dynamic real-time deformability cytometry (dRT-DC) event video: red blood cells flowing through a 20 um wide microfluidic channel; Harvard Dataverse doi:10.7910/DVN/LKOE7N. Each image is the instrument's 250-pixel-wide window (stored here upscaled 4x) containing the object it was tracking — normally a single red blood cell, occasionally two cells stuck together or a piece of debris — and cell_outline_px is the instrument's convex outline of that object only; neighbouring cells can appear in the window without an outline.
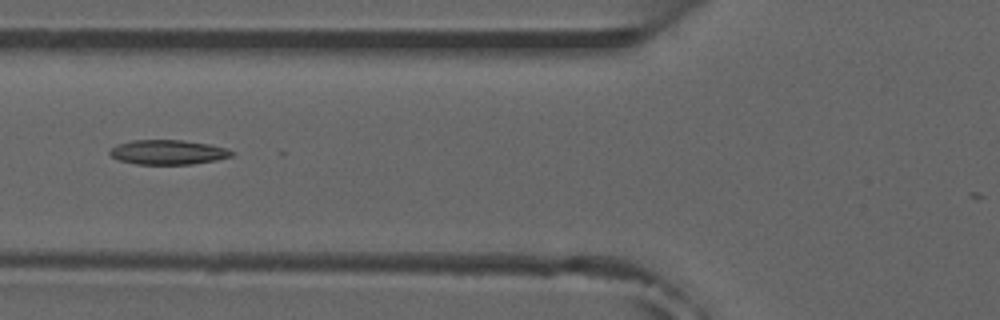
{"species": "common noctule bat (a hibernating species)", "species_latin": "Nyctalus noctula", "temperature_condition": "room temperature", "stored_images_in_passage": 47, "camera_frame_rate_fps": 3000, "um_per_image_px": 0.085, "animal": {"sex": "male", "forearm_length_mm": 52.5}, "frame": {"image": 1, "passage_image": 20, "time_ms": 6.333, "image_size_px": [1000, 320], "cell_outline_px": [[236, 152], [232, 156], [216, 160], [192, 164], [136, 164], [120, 160], [112, 156], [108, 152], [116, 144], [132, 140], [180, 140], [208, 144], [228, 148]], "centroid_in_image_um": [14.3, 12.93], "position_along_channel_um": 111.5, "area_um2": 17.46}, "authors_computed_cell_mechanics": {"area_um2": 17.629, "velocity_mm_per_s": 3.9228, "shape_relaxation_time_tau1_ms": null, "shape_relaxation_time_tau2_ms": 7.9194, "deformation_change_tau1": null, "deformation_change_tau2": 0.1903}}